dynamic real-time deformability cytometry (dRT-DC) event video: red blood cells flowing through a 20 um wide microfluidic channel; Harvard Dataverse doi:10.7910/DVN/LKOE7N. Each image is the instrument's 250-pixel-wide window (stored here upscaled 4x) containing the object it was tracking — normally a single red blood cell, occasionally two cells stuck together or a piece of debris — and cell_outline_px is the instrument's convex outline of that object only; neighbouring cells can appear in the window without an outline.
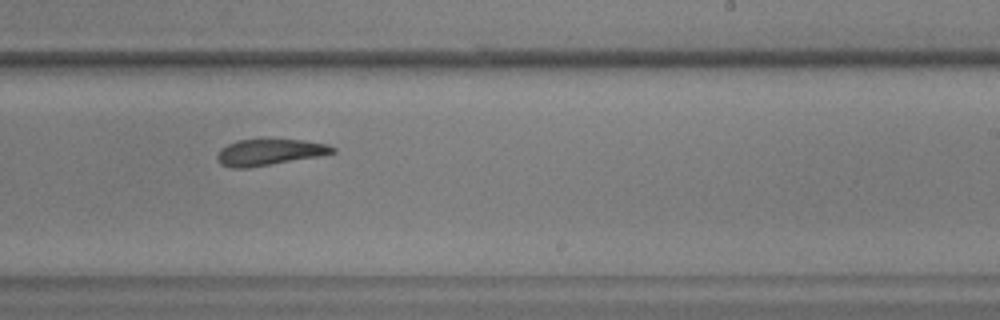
{"species": "common noctule bat (a hibernating species)", "species_latin": "Nyctalus noctula", "temperature_condition": "warm", "stored_images_in_passage": 31, "camera_frame_rate_fps": 3000, "um_per_image_px": 0.085, "animal": {"sex": "male", "body_mass_g": 17.9, "forearm_length_mm": 54.2}, "frame": {"image": 1, "passage_image": 18, "time_ms": 5.667, "image_size_px": [1000, 320], "cell_outline_px": [[336, 152], [320, 156], [248, 168], [232, 168], [220, 164], [216, 160], [216, 156], [228, 144], [236, 140], [304, 140], [328, 144], [336, 148]], "centroid_in_image_um": [22.93, 12.95], "position_along_channel_um": 266.1, "area_um2": 17.51}}